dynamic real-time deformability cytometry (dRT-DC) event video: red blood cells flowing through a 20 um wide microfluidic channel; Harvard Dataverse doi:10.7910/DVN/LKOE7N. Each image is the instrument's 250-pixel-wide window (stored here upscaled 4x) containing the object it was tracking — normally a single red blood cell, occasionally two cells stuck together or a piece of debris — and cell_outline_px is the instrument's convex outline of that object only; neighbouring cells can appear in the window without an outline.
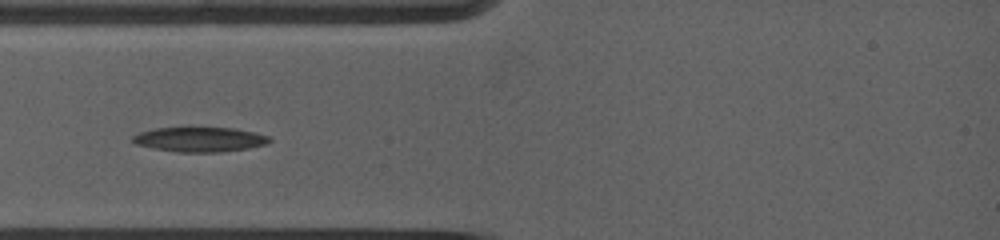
{"species": "common noctule bat (a hibernating species)", "species_latin": "Nyctalus noctula", "temperature_condition": "warm", "stored_images_in_passage": 25, "camera_frame_rate_fps": 5000, "um_per_image_px": 0.085, "animal": {"sex": "female", "body_mass_g": 19.0, "forearm_length_mm": 53.3}, "frame": {"image": 1, "passage_image": 3, "time_ms": 0.6, "image_size_px": [1000, 240], "cell_outline_px": [[272, 140], [268, 144], [248, 148], [220, 152], [176, 152], [152, 148], [136, 144], [132, 140], [132, 136], [140, 132], [156, 128], [184, 124], [232, 128], [252, 132], [268, 136]], "centroid_in_image_um": [16.93, 11.8], "position_along_channel_um": 68.1, "area_um2": 20.63}}
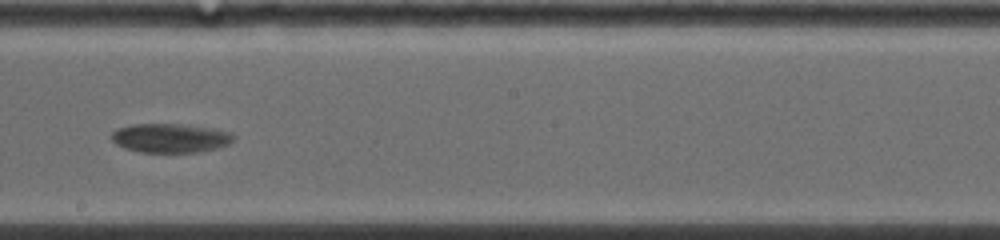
{"frame": {"image": 2, "passage_image": 11, "time_ms": 5.2, "image_size_px": [1000, 240], "cell_outline_px": [[236, 136], [228, 144], [216, 148], [196, 152], [140, 152], [124, 148], [116, 144], [108, 136], [116, 128], [132, 124], [176, 124], [208, 128], [228, 132]], "centroid_in_image_um": [14.39, 11.73], "position_along_channel_um": 233.8, "area_um2": 20.52}}
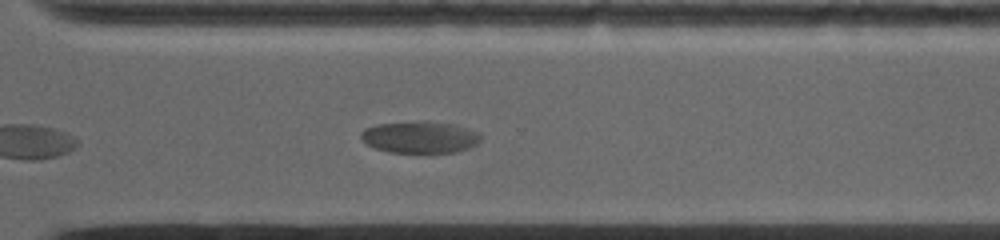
{"frame": {"image": 3, "passage_image": 20, "time_ms": 8.0, "image_size_px": [1000, 240], "cell_outline_px": [[480, 140], [476, 144], [468, 148], [456, 152], [424, 156], [388, 152], [376, 148], [360, 140], [360, 132], [364, 128], [376, 124], [452, 124], [476, 132], [480, 136]], "centroid_in_image_um": [35.64, 11.77], "position_along_channel_um": 335.0, "area_um2": 22.02}}